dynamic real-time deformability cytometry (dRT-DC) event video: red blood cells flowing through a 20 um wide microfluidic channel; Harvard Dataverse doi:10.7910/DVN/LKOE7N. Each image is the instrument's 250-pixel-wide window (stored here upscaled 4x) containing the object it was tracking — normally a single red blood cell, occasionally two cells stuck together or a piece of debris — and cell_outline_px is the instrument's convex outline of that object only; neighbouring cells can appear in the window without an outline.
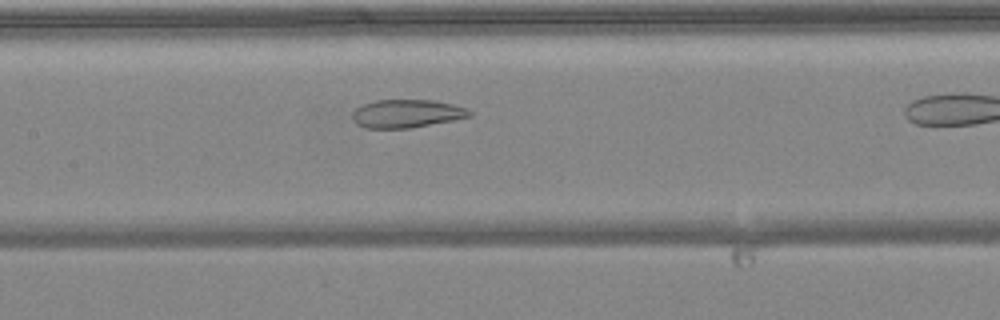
{"species": "common noctule bat (a hibernating species)", "species_latin": "Nyctalus noctula", "temperature_condition": "warm", "stored_images_in_passage": 29, "camera_frame_rate_fps": 3000, "um_per_image_px": 0.085, "animal": {"sex": "female", "body_mass_g": 24.6, "forearm_length_mm": 56.2}, "frame": {"image": 1, "passage_image": 13, "time_ms": 4.0, "image_size_px": [1000, 320], "cell_outline_px": [[472, 116], [412, 128], [364, 128], [356, 124], [352, 120], [352, 112], [356, 108], [364, 104], [376, 100], [436, 100], [468, 108], [472, 112]], "centroid_in_image_um": [34.56, 9.66], "position_along_channel_um": 172.8, "area_um2": 19.36}}
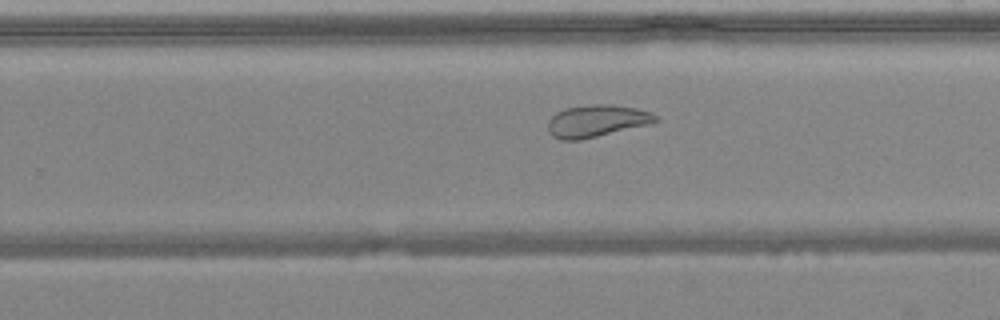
{"frame": {"image": 2, "passage_image": 21, "time_ms": 6.667, "image_size_px": [1000, 320], "cell_outline_px": [[660, 120], [652, 124], [580, 140], [560, 140], [552, 136], [548, 132], [548, 120], [556, 112], [564, 108], [588, 104], [612, 104], [636, 108], [652, 112]], "centroid_in_image_um": [50.72, 10.27], "position_along_channel_um": 279.1, "area_um2": 20.52}}
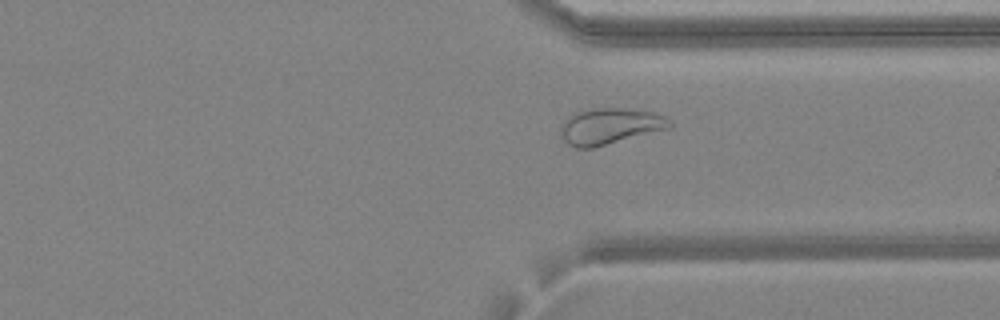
{"frame": {"image": 3, "passage_image": 27, "time_ms": 8.667, "image_size_px": [1000, 320], "cell_outline_px": [[672, 124], [668, 128], [592, 148], [576, 148], [568, 144], [560, 136], [560, 124], [568, 116], [576, 112], [596, 108], [624, 108], [652, 112], [664, 116], [672, 120]], "centroid_in_image_um": [51.79, 10.72], "position_along_channel_um": 359.6, "area_um2": 22.83}}